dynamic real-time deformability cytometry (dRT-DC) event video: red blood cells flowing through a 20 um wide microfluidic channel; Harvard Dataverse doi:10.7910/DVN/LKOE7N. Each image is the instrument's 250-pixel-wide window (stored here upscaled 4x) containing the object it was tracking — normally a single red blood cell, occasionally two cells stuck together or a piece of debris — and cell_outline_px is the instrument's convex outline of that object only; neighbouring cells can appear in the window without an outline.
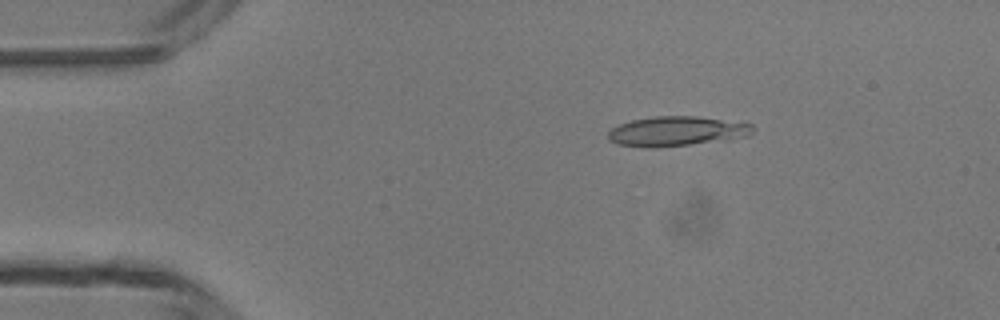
{"species": "common noctule bat (a hibernating species)", "species_latin": "Nyctalus noctula", "temperature_condition": "room temperature", "stored_images_in_passage": 4, "camera_frame_rate_fps": 3000, "um_per_image_px": 0.085, "animal": {"sex": "male", "body_mass_g": 13.3}, "frame": {"image": 1, "passage_image": 4, "time_ms": 3.333, "image_size_px": [1000, 320], "cell_outline_px": [[756, 128], [748, 136], [732, 140], [656, 148], [644, 148], [616, 144], [608, 140], [608, 132], [612, 128], [620, 124], [632, 120], [652, 116], [696, 116], [752, 124]], "centroid_in_image_um": [57.52, 11.17], "position_along_channel_um": 27.5, "area_um2": 25.49}}